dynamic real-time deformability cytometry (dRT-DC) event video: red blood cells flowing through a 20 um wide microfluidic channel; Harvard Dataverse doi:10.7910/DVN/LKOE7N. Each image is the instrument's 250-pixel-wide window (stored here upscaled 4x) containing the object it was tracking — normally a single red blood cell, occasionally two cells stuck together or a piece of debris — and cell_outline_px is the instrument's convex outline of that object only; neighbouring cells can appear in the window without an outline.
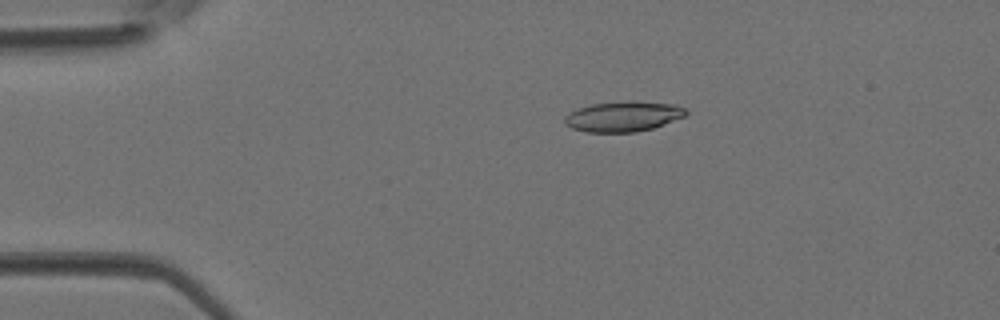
{"species": "Egyptian fruit bat (a non-hibernating species)", "species_latin": "Rousettus aegyptiacus", "temperature_condition": "room temperature", "stored_images_in_passage": 4, "camera_frame_rate_fps": 3000, "um_per_image_px": 0.085, "animal": {"sex": "female"}, "frame": {"image": 1, "passage_image": 3, "time_ms": 0.667, "image_size_px": [1000, 320], "cell_outline_px": [[688, 112], [684, 116], [664, 124], [652, 128], [636, 132], [588, 132], [572, 128], [564, 124], [564, 116], [580, 108], [592, 104], [628, 100], [632, 100], [676, 104], [688, 108]], "centroid_in_image_um": [53.01, 9.88], "position_along_channel_um": 32.0, "area_um2": 21.5}}